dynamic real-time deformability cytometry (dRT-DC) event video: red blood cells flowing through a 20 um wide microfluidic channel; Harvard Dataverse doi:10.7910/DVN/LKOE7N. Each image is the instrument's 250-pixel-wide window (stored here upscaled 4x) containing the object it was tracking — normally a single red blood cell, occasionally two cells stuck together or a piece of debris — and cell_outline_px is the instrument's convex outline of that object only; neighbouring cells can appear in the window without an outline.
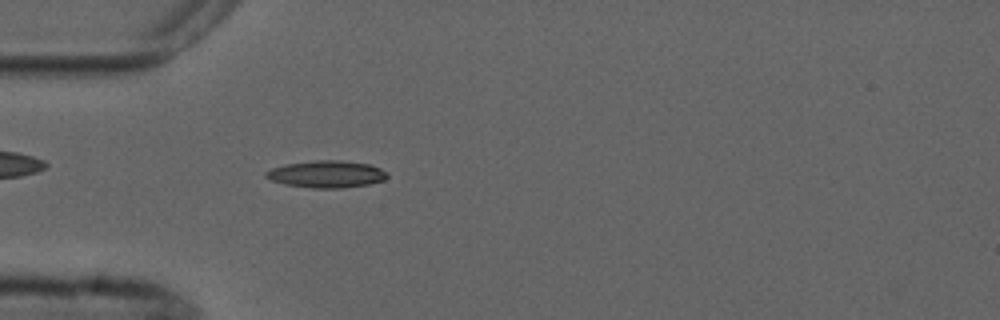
{"species": "common noctule bat (a hibernating species)", "species_latin": "Nyctalus noctula", "temperature_condition": "cold", "stored_images_in_passage": 3, "camera_frame_rate_fps": 3000, "um_per_image_px": 0.085, "animal": {"sex": "male", "forearm_length_mm": 52.5}, "frame": {"image": 1, "passage_image": 3, "time_ms": 3.667, "image_size_px": [1000, 320], "cell_outline_px": [[388, 176], [384, 180], [368, 184], [344, 188], [312, 188], [284, 184], [272, 180], [264, 176], [264, 172], [272, 168], [284, 164], [316, 160], [340, 160], [372, 164], [388, 172]], "centroid_in_image_um": [27.77, 14.79], "position_along_channel_um": 57.2, "area_um2": 19.31}}